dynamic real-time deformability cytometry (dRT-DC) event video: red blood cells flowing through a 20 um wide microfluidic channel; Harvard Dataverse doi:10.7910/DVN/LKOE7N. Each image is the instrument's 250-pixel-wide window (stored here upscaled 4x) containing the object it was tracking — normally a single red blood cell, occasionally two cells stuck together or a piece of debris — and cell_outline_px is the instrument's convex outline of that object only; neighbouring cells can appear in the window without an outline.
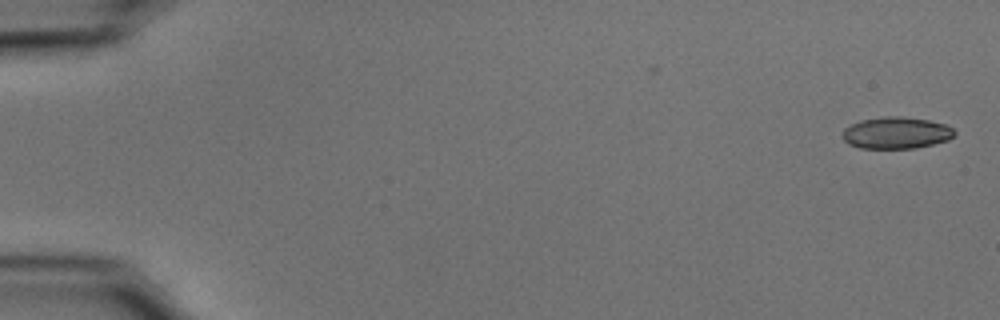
{"species": "common noctule bat (a hibernating species)", "species_latin": "Nyctalus noctula", "temperature_condition": "cold", "stored_images_in_passage": 47, "camera_frame_rate_fps": 3000, "um_per_image_px": 0.085, "animal": {"sex": "male", "body_mass_g": 15.6}, "frame": {"image": 1, "passage_image": 1, "time_ms": 0.0, "image_size_px": [1000, 320], "cell_outline_px": [[956, 132], [948, 140], [916, 148], [860, 148], [848, 144], [844, 140], [844, 128], [860, 120], [884, 116], [900, 116], [928, 120], [944, 124], [952, 128]], "centroid_in_image_um": [76.17, 11.29], "position_along_channel_um": 8.8, "area_um2": 20.58}}
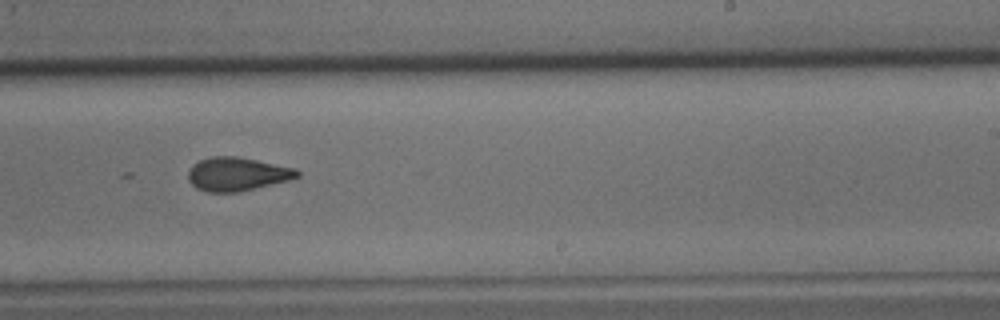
{"frame": {"image": 2, "passage_image": 34, "time_ms": 11.0, "image_size_px": [1000, 320], "cell_outline_px": [[300, 176], [288, 180], [236, 192], [208, 192], [196, 188], [188, 180], [188, 172], [192, 164], [200, 160], [212, 156], [236, 156], [296, 168], [300, 172]], "centroid_in_image_um": [20.13, 14.79], "position_along_channel_um": 268.9, "area_um2": 21.15}}
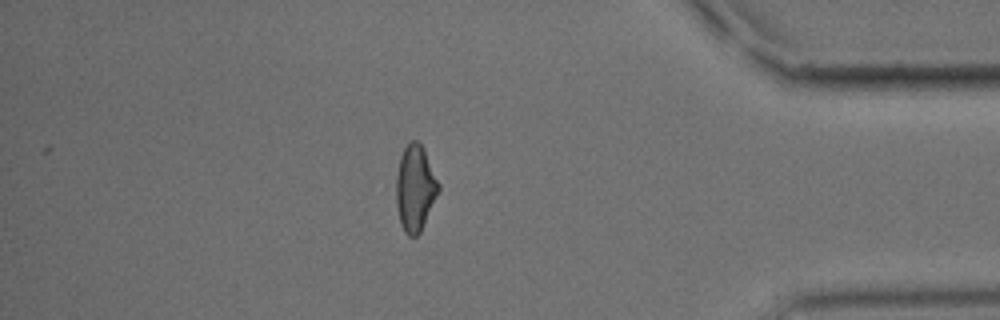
{"frame": {"image": 3, "passage_image": 47, "time_ms": 15.333, "image_size_px": [1000, 320], "cell_outline_px": [[440, 192], [420, 232], [416, 236], [408, 236], [404, 232], [400, 224], [396, 204], [396, 176], [400, 156], [404, 148], [412, 140], [416, 140], [420, 144], [440, 184]], "centroid_in_image_um": [35.28, 16.04], "position_along_channel_um": 399.9, "area_um2": 21.21}, "authors_computed_cell_mechanics": {"area_um2": 21.2126, "velocity_mm_per_s": 3.6971, "shape_relaxation_time_tau1_ms": null, "shape_relaxation_time_tau2_ms": 4.95, "deformation_change_tau1": null, "deformation_change_tau2": 0.1233}}